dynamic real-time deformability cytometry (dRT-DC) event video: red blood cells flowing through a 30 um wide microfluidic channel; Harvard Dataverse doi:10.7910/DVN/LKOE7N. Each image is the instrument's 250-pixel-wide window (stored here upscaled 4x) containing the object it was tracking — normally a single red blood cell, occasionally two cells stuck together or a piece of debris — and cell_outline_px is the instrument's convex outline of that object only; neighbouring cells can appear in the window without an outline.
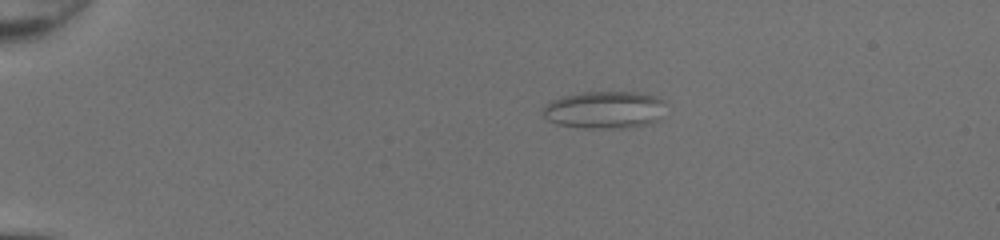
{"species": "common noctule bat (a hibernating species)", "species_latin": "Nyctalus noctula", "temperature_condition": "room temperature", "stored_images_in_passage": 40, "camera_frame_rate_fps": 3000, "um_per_image_px": 0.085, "animal": {"sex": "female", "body_mass_g": 20.0, "forearm_length_mm": 54.0}, "frame": {"image": 1, "passage_image": 1, "time_ms": 0.0, "image_size_px": [1000, 240], "cell_outline_px": [[664, 100], [660, 116], [652, 124], [624, 128], [580, 128], [556, 124], [548, 120], [540, 112], [552, 100], [564, 96], [580, 92], [644, 92], [656, 96]], "centroid_in_image_um": [51.38, 9.34], "position_along_channel_um": 33.6, "area_um2": 26.93}}
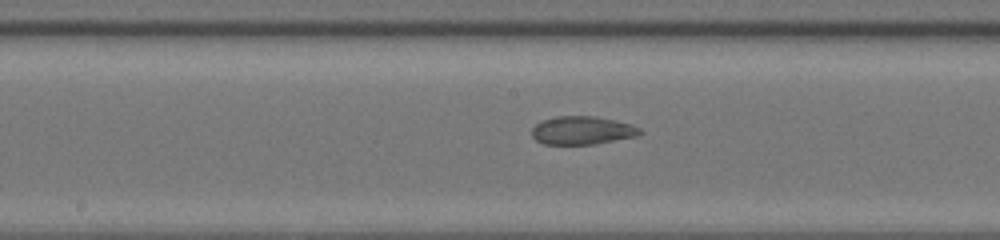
{"frame": {"image": 2, "passage_image": 18, "time_ms": 5.667, "image_size_px": [1000, 240], "cell_outline_px": [[644, 132], [636, 136], [592, 144], [544, 144], [536, 140], [532, 136], [532, 128], [536, 124], [544, 120], [556, 116], [596, 116], [632, 124], [640, 128]], "centroid_in_image_um": [49.49, 11.08], "position_along_channel_um": 198.7, "area_um2": 17.69}}
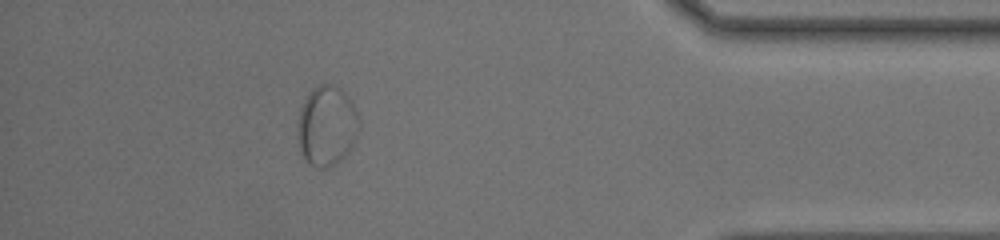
{"frame": {"image": 3, "passage_image": 35, "time_ms": 11.333, "image_size_px": [1000, 240], "cell_outline_px": [[360, 128], [348, 152], [336, 164], [328, 168], [316, 168], [300, 152], [296, 136], [296, 128], [300, 108], [308, 92], [312, 88], [320, 84], [332, 84], [340, 88], [348, 96], [356, 108], [360, 120]], "centroid_in_image_um": [27.76, 10.68], "position_along_channel_um": 407.4, "area_um2": 29.13}}